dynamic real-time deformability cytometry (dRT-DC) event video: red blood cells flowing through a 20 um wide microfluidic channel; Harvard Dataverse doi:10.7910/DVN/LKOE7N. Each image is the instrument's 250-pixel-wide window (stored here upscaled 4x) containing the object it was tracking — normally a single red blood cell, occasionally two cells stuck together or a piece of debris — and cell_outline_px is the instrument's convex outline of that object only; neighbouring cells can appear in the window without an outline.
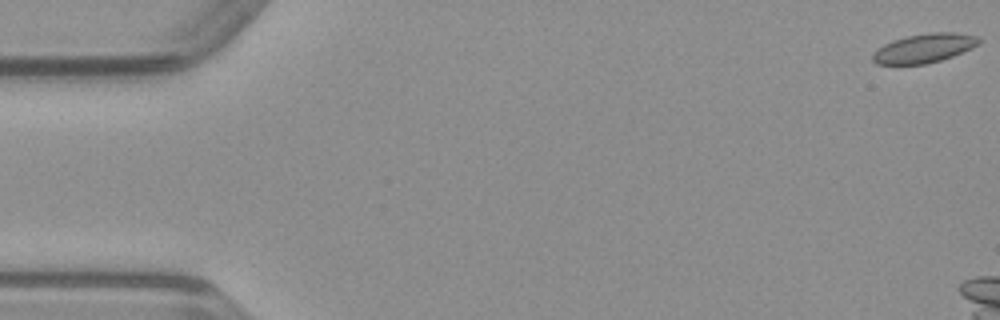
{"species": "common noctule bat (a hibernating species)", "species_latin": "Nyctalus noctula", "temperature_condition": "warm", "stored_images_in_passage": 8, "camera_frame_rate_fps": 3000, "um_per_image_px": 0.085, "animal": {"sex": "male", "body_mass_g": 23.1, "forearm_length_mm": 52.7}, "frame": {"image": 1, "passage_image": 1, "time_ms": 0.0, "image_size_px": [1000, 320], "cell_outline_px": [[984, 40], [980, 44], [972, 48], [952, 56], [940, 60], [924, 64], [876, 64], [872, 60], [872, 56], [884, 44], [892, 40], [908, 36], [928, 32], [956, 32], [976, 36]], "centroid_in_image_um": [78.61, 4.08], "position_along_channel_um": 6.4, "area_um2": 17.92}}